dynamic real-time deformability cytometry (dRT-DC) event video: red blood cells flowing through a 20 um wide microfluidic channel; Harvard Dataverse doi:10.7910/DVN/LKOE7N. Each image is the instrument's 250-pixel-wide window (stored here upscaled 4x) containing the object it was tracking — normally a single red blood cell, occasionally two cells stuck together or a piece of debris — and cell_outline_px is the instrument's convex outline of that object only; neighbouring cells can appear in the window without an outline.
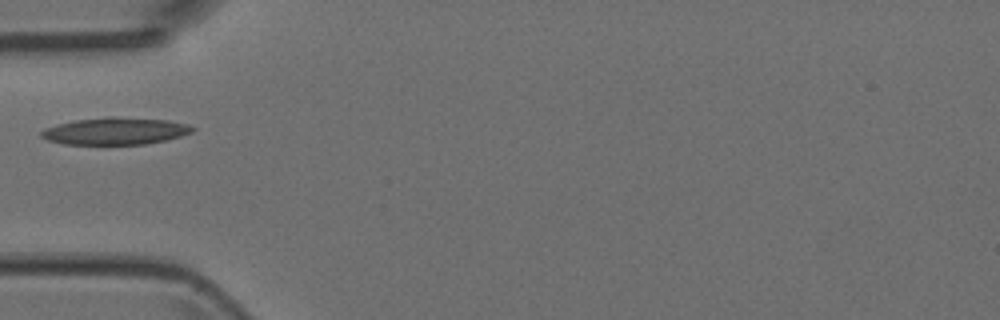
{"species": "Egyptian fruit bat (a non-hibernating species)", "species_latin": "Rousettus aegyptiacus", "temperature_condition": "room temperature", "stored_images_in_passage": 5, "camera_frame_rate_fps": 3000, "um_per_image_px": 0.085, "animal": {"sex": "female"}, "frame": {"image": 1, "passage_image": 4, "time_ms": 1.0, "image_size_px": [1000, 320], "cell_outline_px": [[196, 128], [192, 132], [168, 140], [144, 144], [64, 144], [48, 140], [40, 136], [40, 132], [44, 128], [56, 124], [72, 120], [108, 116], [112, 116], [168, 120], [188, 124]], "centroid_in_image_um": [9.79, 11.13], "position_along_channel_um": 75.2, "area_um2": 24.1}}
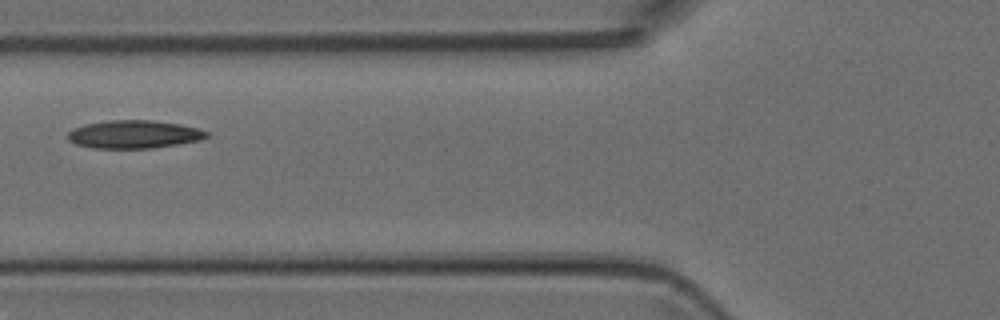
{"frame": {"image": 2, "passage_image": 5, "time_ms": 1.333, "image_size_px": [1000, 320], "cell_outline_px": [[208, 136], [200, 140], [152, 148], [92, 148], [76, 144], [68, 140], [68, 132], [72, 128], [84, 124], [108, 120], [152, 120], [180, 124], [196, 128], [208, 132]], "centroid_in_image_um": [11.34, 11.41], "position_along_channel_um": 114.5, "area_um2": 22.66}}